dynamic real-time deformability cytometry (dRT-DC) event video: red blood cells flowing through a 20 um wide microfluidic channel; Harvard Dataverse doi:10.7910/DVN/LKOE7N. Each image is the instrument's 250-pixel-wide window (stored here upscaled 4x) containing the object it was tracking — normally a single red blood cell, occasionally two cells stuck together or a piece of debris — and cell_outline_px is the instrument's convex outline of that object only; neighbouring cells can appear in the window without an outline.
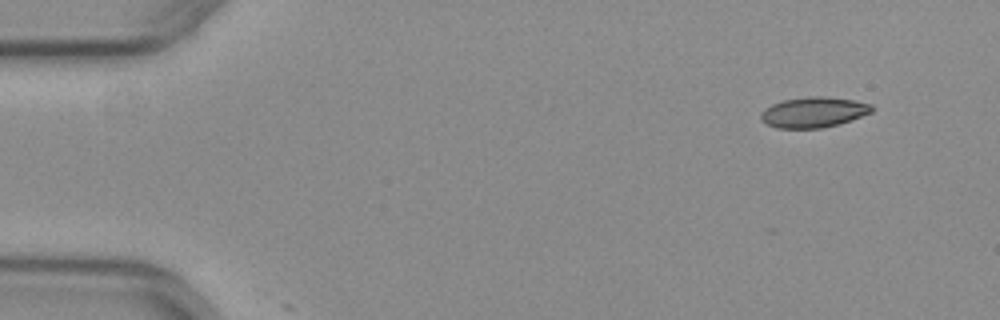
{"species": "common noctule bat (a hibernating species)", "species_latin": "Nyctalus noctula", "temperature_condition": "warm", "stored_images_in_passage": 3, "camera_frame_rate_fps": 3000, "um_per_image_px": 0.085, "animal": {"sex": "female", "body_mass_g": 29.2, "forearm_length_mm": 56.3}, "frame": {"image": 1, "passage_image": 1, "time_ms": 0.0, "image_size_px": [1000, 320], "cell_outline_px": [[872, 112], [852, 120], [840, 124], [820, 128], [776, 128], [760, 120], [760, 112], [764, 108], [772, 104], [784, 100], [808, 96], [824, 96], [852, 100], [872, 104]], "centroid_in_image_um": [69.13, 9.54], "position_along_channel_um": 15.9, "area_um2": 19.77}}